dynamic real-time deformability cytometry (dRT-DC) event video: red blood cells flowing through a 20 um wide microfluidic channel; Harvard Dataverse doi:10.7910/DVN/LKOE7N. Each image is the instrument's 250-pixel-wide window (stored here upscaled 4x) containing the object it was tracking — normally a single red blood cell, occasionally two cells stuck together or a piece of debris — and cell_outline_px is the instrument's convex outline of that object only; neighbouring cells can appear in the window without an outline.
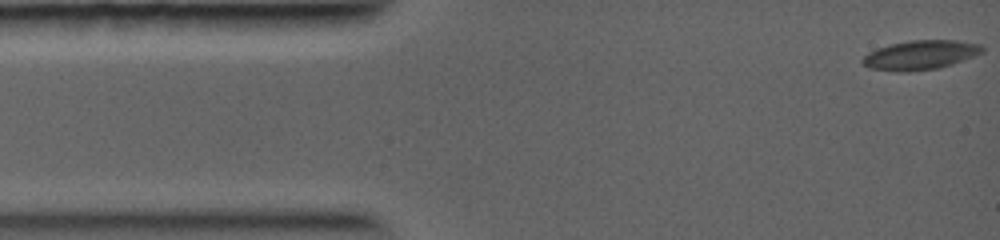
{"species": "common noctule bat (a hibernating species)", "species_latin": "Nyctalus noctula", "temperature_condition": "warm", "stored_images_in_passage": 20, "camera_frame_rate_fps": 5000, "um_per_image_px": 0.085, "animal": {"sex": "female", "body_mass_g": 19.0, "forearm_length_mm": 56.7}, "frame": {"image": 1, "passage_image": 1, "time_ms": 0.0, "image_size_px": [1000, 240], "cell_outline_px": [[984, 52], [952, 64], [936, 68], [908, 72], [896, 72], [868, 68], [860, 60], [868, 52], [876, 48], [908, 40], [956, 40], [980, 44], [984, 48]], "centroid_in_image_um": [78.2, 4.67], "position_along_channel_um": 6.8, "area_um2": 20.52}}
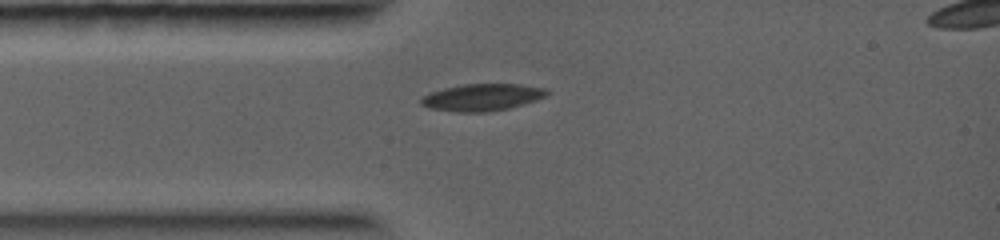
{"frame": {"image": 2, "passage_image": 10, "time_ms": 2.4, "image_size_px": [1000, 240], "cell_outline_px": [[548, 96], [524, 104], [508, 108], [488, 112], [456, 112], [428, 108], [420, 104], [420, 96], [444, 88], [464, 84], [520, 84], [548, 88]], "centroid_in_image_um": [40.98, 8.27], "position_along_channel_um": 44.0, "area_um2": 20.0}}
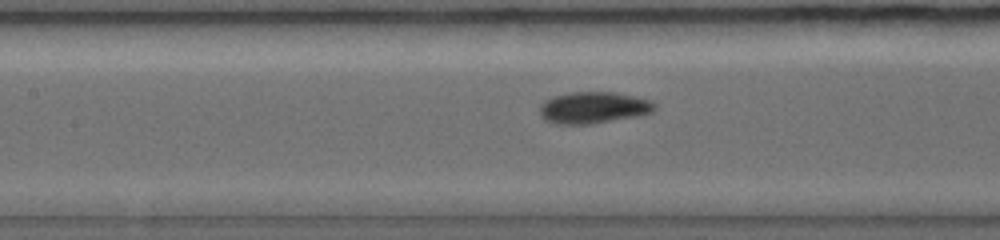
{"frame": {"image": 3, "passage_image": 19, "time_ms": 4.8, "image_size_px": [1000, 240], "cell_outline_px": [[656, 108], [652, 112], [640, 116], [588, 124], [556, 124], [544, 120], [540, 116], [540, 104], [544, 100], [552, 96], [572, 92], [616, 92], [648, 100], [656, 104]], "centroid_in_image_um": [50.41, 9.15], "position_along_channel_um": 157.0, "area_um2": 21.27}}